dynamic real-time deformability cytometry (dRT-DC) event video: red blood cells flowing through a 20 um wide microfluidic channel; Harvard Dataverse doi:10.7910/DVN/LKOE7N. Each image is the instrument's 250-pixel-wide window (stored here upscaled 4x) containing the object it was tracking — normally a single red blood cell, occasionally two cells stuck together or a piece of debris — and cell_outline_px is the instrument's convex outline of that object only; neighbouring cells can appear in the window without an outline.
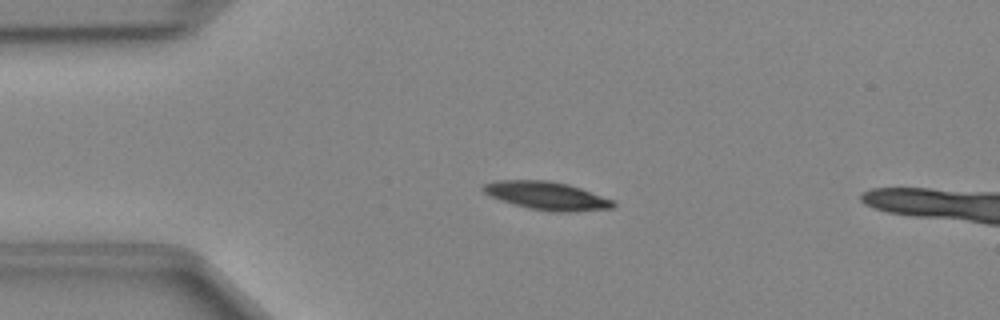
{"species": "Egyptian fruit bat (a non-hibernating species)", "species_latin": "Rousettus aegyptiacus", "temperature_condition": "cold", "stored_images_in_passage": 5, "camera_frame_rate_fps": 3000, "um_per_image_px": 0.085, "animal": {"sex": "female"}, "frame": {"image": 1, "passage_image": 1, "time_ms": 0.0, "image_size_px": [1000, 320], "cell_outline_px": [[616, 204], [612, 208], [568, 212], [552, 212], [528, 208], [512, 204], [488, 196], [480, 188], [484, 184], [496, 180], [548, 180], [568, 184], [580, 188], [612, 200]], "centroid_in_image_um": [46.41, 16.64], "position_along_channel_um": 38.6, "area_um2": 21.33}}